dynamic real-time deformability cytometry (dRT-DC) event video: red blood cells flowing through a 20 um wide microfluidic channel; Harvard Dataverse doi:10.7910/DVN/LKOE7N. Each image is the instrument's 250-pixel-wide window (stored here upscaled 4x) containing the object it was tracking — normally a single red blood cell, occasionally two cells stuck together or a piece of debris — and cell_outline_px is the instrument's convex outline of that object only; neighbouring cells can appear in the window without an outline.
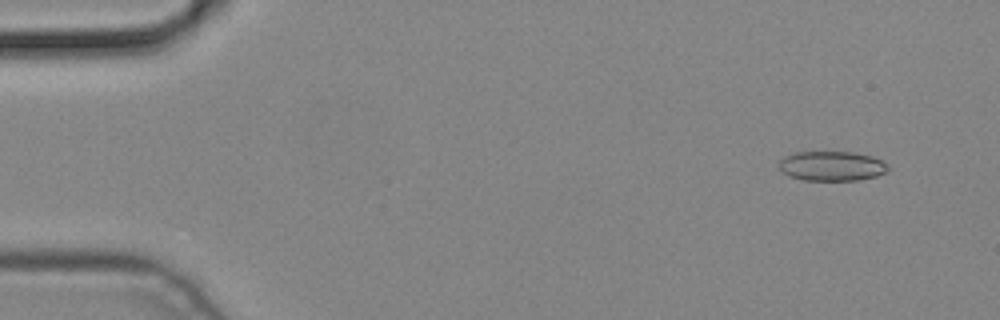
{"species": "common noctule bat (a hibernating species)", "species_latin": "Nyctalus noctula", "temperature_condition": "cold", "stored_images_in_passage": 5, "camera_frame_rate_fps": 3000, "um_per_image_px": 0.085, "animal": {"sex": "male", "body_mass_g": 19.2, "forearm_length_mm": 51.8}, "frame": {"image": 1, "passage_image": 1, "time_ms": 0.0, "image_size_px": [1000, 320], "cell_outline_px": [[888, 172], [876, 176], [860, 180], [804, 180], [788, 176], [780, 168], [780, 160], [784, 156], [796, 152], [852, 152], [872, 156], [888, 164]], "centroid_in_image_um": [70.72, 14.11], "position_along_channel_um": 14.3, "area_um2": 18.84}}
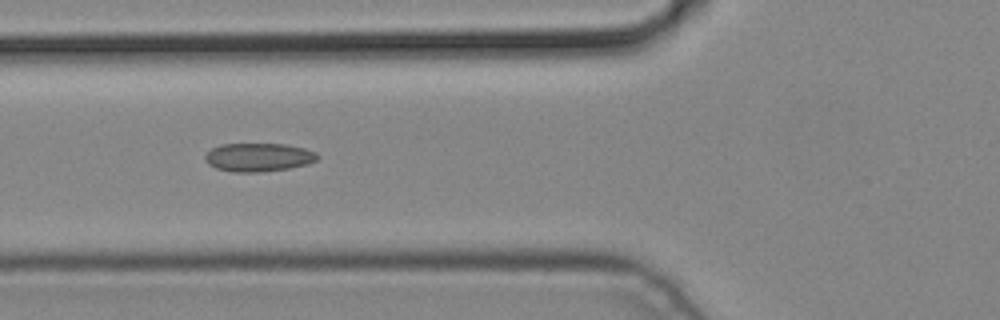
{"frame": {"image": 2, "passage_image": 5, "time_ms": 1.333, "image_size_px": [1000, 320], "cell_outline_px": [[320, 156], [316, 160], [308, 164], [288, 168], [260, 172], [232, 172], [216, 168], [208, 164], [204, 160], [204, 156], [212, 148], [220, 144], [284, 144], [304, 148], [316, 152]], "centroid_in_image_um": [21.96, 13.37], "position_along_channel_um": 103.8, "area_um2": 18.67}}